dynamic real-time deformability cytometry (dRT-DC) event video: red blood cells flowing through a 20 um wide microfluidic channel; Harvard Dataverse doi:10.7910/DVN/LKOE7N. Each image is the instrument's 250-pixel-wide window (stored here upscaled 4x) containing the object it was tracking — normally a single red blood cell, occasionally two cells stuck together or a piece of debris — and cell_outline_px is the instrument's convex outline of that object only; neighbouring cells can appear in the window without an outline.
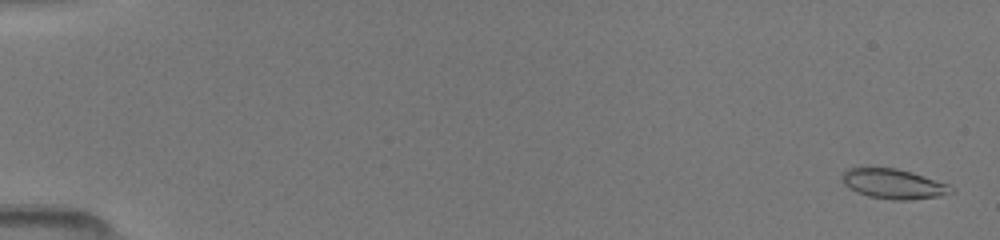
{"species": "common noctule bat (a hibernating species)", "species_latin": "Nyctalus noctula", "temperature_condition": "room temperature", "stored_images_in_passage": 37, "camera_frame_rate_fps": 3000, "um_per_image_px": 0.085, "animal": {"sex": "female", "body_mass_g": 19.5, "forearm_length_mm": 54.1}, "frame": {"image": 1, "passage_image": 1, "time_ms": 0.0, "image_size_px": [1000, 240], "cell_outline_px": [[956, 192], [936, 196], [912, 200], [892, 200], [868, 196], [856, 192], [848, 188], [840, 180], [840, 176], [848, 168], [868, 164], [896, 168], [912, 172], [948, 184]], "centroid_in_image_um": [75.84, 15.58], "position_along_channel_um": 9.2, "area_um2": 19.71}}
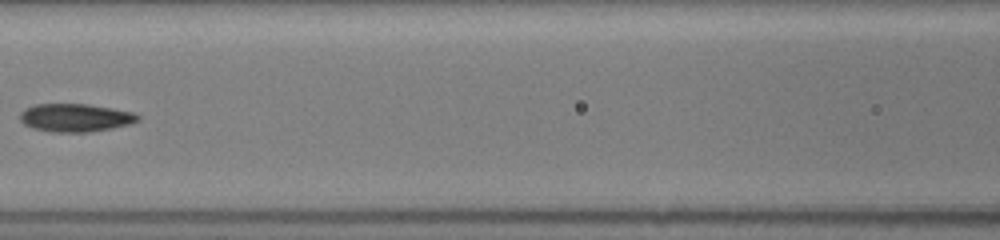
{"frame": {"image": 2, "passage_image": 16, "time_ms": 7.667, "image_size_px": [1000, 240], "cell_outline_px": [[140, 120], [132, 124], [112, 128], [88, 132], [48, 132], [32, 128], [24, 124], [20, 120], [20, 112], [24, 108], [36, 104], [88, 104], [112, 108], [132, 112], [140, 116]], "centroid_in_image_um": [6.4, 10.01], "position_along_channel_um": 160.2, "area_um2": 19.48}}
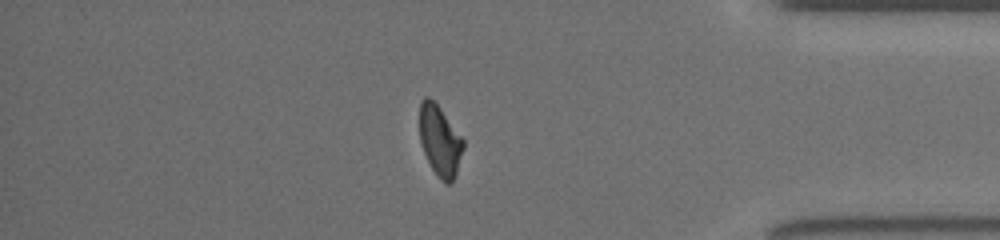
{"frame": {"image": 3, "passage_image": 33, "time_ms": 14.0, "image_size_px": [1000, 240], "cell_outline_px": [[464, 148], [456, 172], [452, 180], [448, 184], [444, 184], [436, 176], [424, 152], [420, 140], [420, 100], [424, 96], [428, 96], [440, 108], [464, 140]], "centroid_in_image_um": [37.38, 11.96], "position_along_channel_um": 397.8, "area_um2": 17.8}}